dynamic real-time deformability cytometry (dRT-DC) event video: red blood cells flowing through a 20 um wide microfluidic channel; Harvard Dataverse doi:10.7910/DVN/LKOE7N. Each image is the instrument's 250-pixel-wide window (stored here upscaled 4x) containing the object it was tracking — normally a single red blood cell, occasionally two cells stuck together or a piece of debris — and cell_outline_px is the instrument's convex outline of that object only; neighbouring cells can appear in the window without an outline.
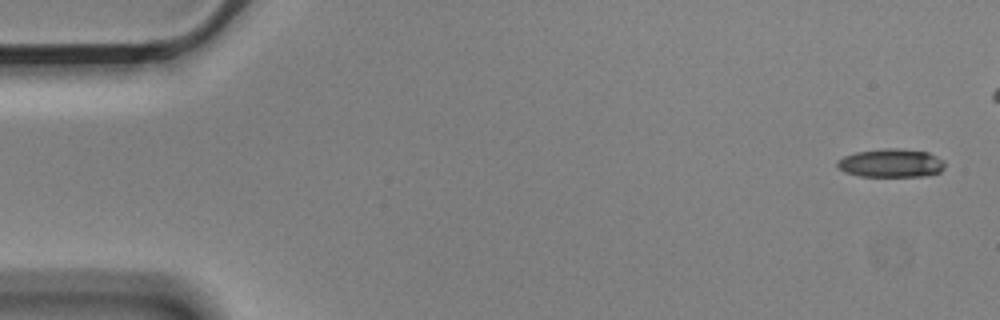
{"species": "Egyptian fruit bat (a non-hibernating species)", "species_latin": "Rousettus aegyptiacus", "temperature_condition": "cold", "stored_images_in_passage": 5, "camera_frame_rate_fps": 3000, "um_per_image_px": 0.085, "animal": {"sex": "male"}, "frame": {"image": 1, "passage_image": 1, "time_ms": 0.0, "image_size_px": [1000, 320], "cell_outline_px": [[944, 168], [940, 172], [924, 176], [860, 176], [844, 172], [836, 164], [836, 160], [844, 156], [856, 152], [888, 148], [896, 148], [928, 152], [944, 160]], "centroid_in_image_um": [75.74, 13.86], "position_along_channel_um": 9.3, "area_um2": 17.8}}